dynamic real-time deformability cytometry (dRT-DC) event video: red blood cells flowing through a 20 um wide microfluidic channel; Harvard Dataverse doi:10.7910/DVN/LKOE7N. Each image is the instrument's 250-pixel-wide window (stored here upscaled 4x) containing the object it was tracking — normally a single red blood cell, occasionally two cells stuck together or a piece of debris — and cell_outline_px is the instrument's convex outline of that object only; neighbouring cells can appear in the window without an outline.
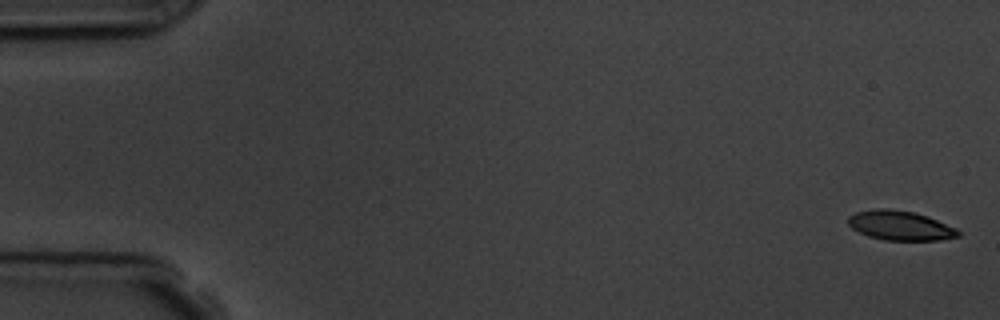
{"species": "common noctule bat (a hibernating species)", "species_latin": "Nyctalus noctula", "temperature_condition": "room temperature", "stored_images_in_passage": 4, "camera_frame_rate_fps": 3000, "um_per_image_px": 0.085, "animal": {"sex": "male", "body_mass_g": 19.5, "forearm_length_mm": 54.6}, "frame": {"image": 1, "passage_image": 1, "time_ms": 0.0, "image_size_px": [1000, 320], "cell_outline_px": [[960, 236], [940, 240], [884, 240], [868, 236], [852, 228], [848, 224], [848, 216], [856, 212], [880, 208], [888, 208], [912, 212], [928, 216], [956, 228], [960, 232]], "centroid_in_image_um": [76.52, 19.17], "position_along_channel_um": 8.5, "area_um2": 18.84}}
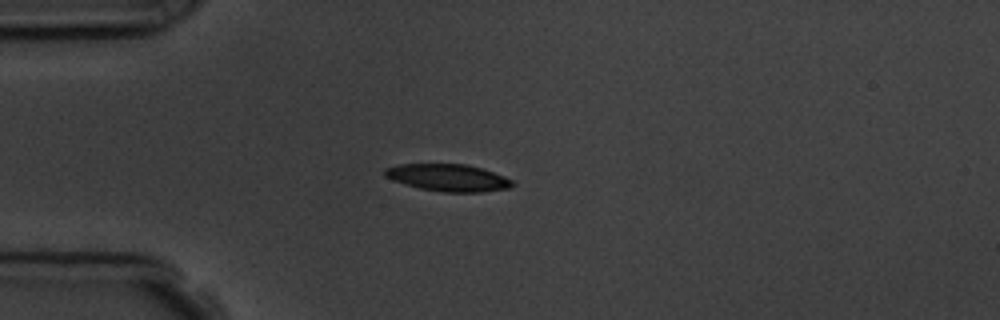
{"frame": {"image": 2, "passage_image": 4, "time_ms": 4.333, "image_size_px": [1000, 320], "cell_outline_px": [[516, 184], [508, 188], [480, 192], [444, 192], [420, 188], [404, 184], [392, 180], [384, 176], [384, 168], [396, 164], [468, 164], [504, 176], [512, 180]], "centroid_in_image_um": [38.06, 15.1], "position_along_channel_um": 46.9, "area_um2": 20.17}}